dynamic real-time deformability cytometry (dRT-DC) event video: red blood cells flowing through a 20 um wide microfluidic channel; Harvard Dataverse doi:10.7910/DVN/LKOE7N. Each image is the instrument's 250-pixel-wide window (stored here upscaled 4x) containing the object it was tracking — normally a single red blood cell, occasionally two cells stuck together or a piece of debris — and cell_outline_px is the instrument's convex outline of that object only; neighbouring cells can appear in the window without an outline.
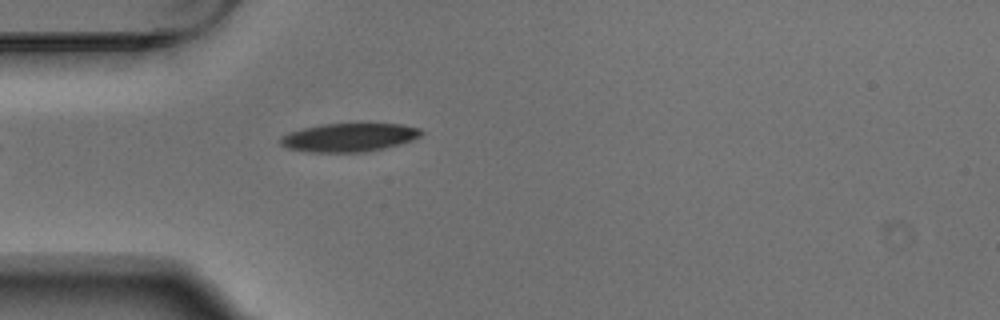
{"species": "Egyptian fruit bat (a non-hibernating species)", "species_latin": "Rousettus aegyptiacus", "temperature_condition": "warm", "stored_images_in_passage": 4, "camera_frame_rate_fps": 3000, "um_per_image_px": 0.085, "animal": {"sex": "male"}, "frame": {"image": 1, "passage_image": 4, "time_ms": 1.0, "image_size_px": [1000, 320], "cell_outline_px": [[424, 132], [420, 136], [412, 140], [400, 144], [384, 148], [364, 152], [308, 152], [288, 148], [280, 144], [280, 136], [288, 132], [304, 128], [324, 124], [404, 124], [420, 128]], "centroid_in_image_um": [29.68, 11.68], "position_along_channel_um": 55.3, "area_um2": 23.35}}